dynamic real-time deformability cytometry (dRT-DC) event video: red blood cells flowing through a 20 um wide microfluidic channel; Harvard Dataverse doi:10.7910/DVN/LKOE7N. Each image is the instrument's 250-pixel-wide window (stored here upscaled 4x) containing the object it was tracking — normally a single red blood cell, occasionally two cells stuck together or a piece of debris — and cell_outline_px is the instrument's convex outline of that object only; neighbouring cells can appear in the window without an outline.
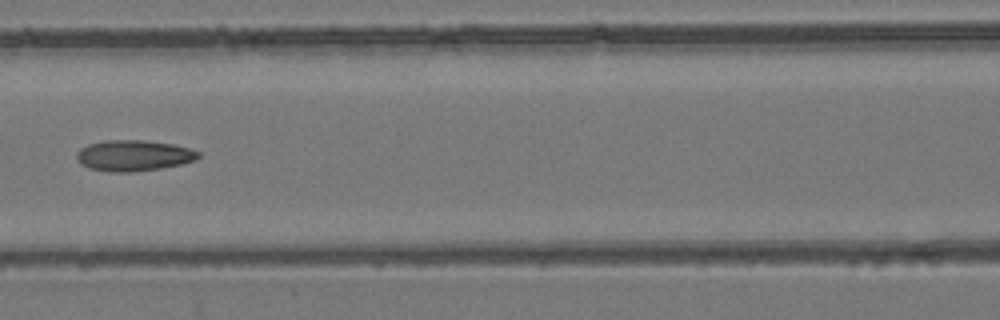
{"species": "common noctule bat (a hibernating species)", "species_latin": "Nyctalus noctula", "temperature_condition": "room temperature", "stored_images_in_passage": 7, "camera_frame_rate_fps": 3000, "um_per_image_px": 0.085, "animal": {"sex": "female", "body_mass_g": 24.6, "forearm_length_mm": 56.2}, "frame": {"image": 1, "passage_image": 7, "time_ms": 8.333, "image_size_px": [1000, 320], "cell_outline_px": [[200, 156], [196, 160], [180, 164], [160, 168], [132, 172], [112, 172], [88, 168], [80, 164], [76, 156], [76, 152], [80, 148], [88, 144], [104, 140], [144, 140], [172, 144], [188, 148], [200, 152]], "centroid_in_image_um": [11.33, 13.22], "position_along_channel_um": 155.3, "area_um2": 21.96}}